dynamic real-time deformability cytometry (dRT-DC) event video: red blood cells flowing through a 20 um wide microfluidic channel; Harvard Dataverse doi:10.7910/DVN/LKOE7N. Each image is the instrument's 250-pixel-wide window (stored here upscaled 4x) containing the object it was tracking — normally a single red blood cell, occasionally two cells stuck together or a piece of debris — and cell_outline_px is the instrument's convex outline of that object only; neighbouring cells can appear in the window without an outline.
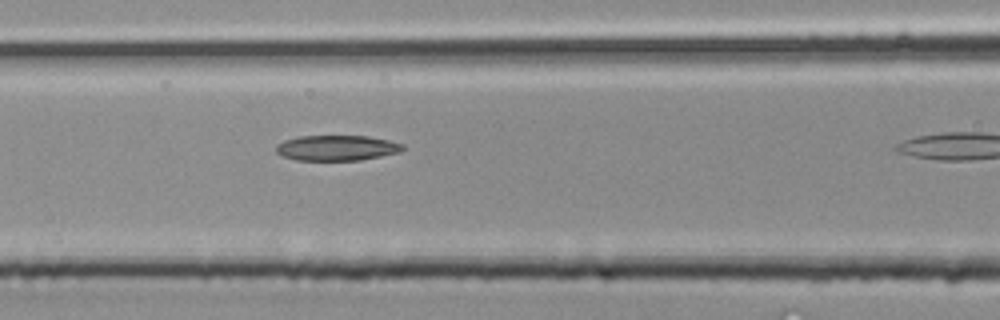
{"species": "common noctule bat (a hibernating species)", "species_latin": "Nyctalus noctula", "temperature_condition": "room temperature", "stored_images_in_passage": 5, "camera_frame_rate_fps": 3000, "um_per_image_px": 0.085, "animal": {"sex": "male", "body_mass_g": 20.4}, "frame": {"image": 1, "passage_image": 4, "time_ms": 1.0, "image_size_px": [1000, 320], "cell_outline_px": [[404, 148], [400, 152], [360, 160], [296, 160], [284, 156], [276, 152], [276, 144], [284, 140], [300, 136], [368, 136], [388, 140], [404, 144]], "centroid_in_image_um": [28.62, 12.57], "position_along_channel_um": 138.0, "area_um2": 18.67}}